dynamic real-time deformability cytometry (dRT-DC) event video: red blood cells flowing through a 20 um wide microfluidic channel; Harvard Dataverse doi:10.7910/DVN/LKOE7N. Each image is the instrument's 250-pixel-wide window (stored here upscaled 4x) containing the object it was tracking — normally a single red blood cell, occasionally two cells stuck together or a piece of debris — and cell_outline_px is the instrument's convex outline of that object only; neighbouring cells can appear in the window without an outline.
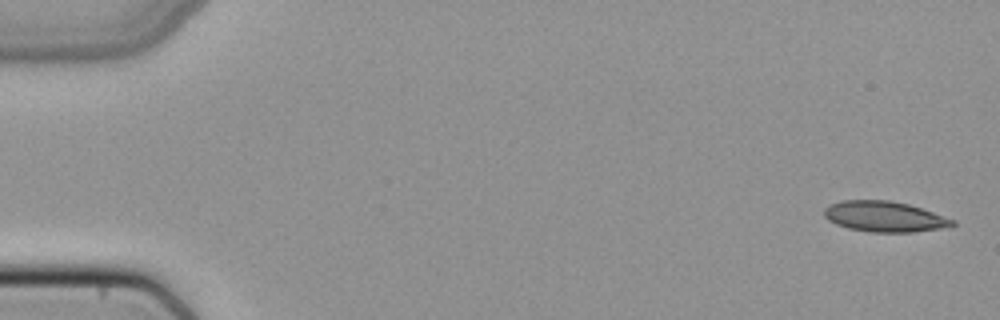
{"species": "common noctule bat (a hibernating species)", "species_latin": "Nyctalus noctula", "temperature_condition": "cold", "stored_images_in_passage": 50, "camera_frame_rate_fps": 3000, "um_per_image_px": 0.085, "animal": {"sex": "female", "body_mass_g": 22.7, "forearm_length_mm": 54.2}, "frame": {"image": 1, "passage_image": 1, "time_ms": 0.0, "image_size_px": [1000, 320], "cell_outline_px": [[956, 224], [940, 228], [912, 232], [872, 232], [848, 228], [836, 224], [828, 220], [824, 216], [824, 208], [828, 204], [844, 200], [888, 200], [908, 204], [956, 220]], "centroid_in_image_um": [75.14, 18.4], "position_along_channel_um": 9.9, "area_um2": 22.72}}
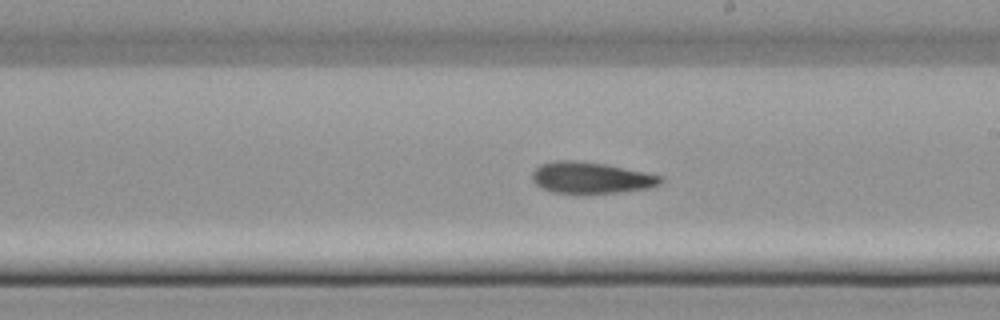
{"frame": {"image": 2, "passage_image": 29, "time_ms": 9.333, "image_size_px": [1000, 320], "cell_outline_px": [[664, 180], [660, 184], [648, 188], [620, 192], [552, 192], [540, 188], [532, 180], [532, 172], [540, 164], [552, 160], [572, 160], [604, 164], [664, 176]], "centroid_in_image_um": [50.22, 15.09], "position_along_channel_um": 238.8, "area_um2": 23.24}}
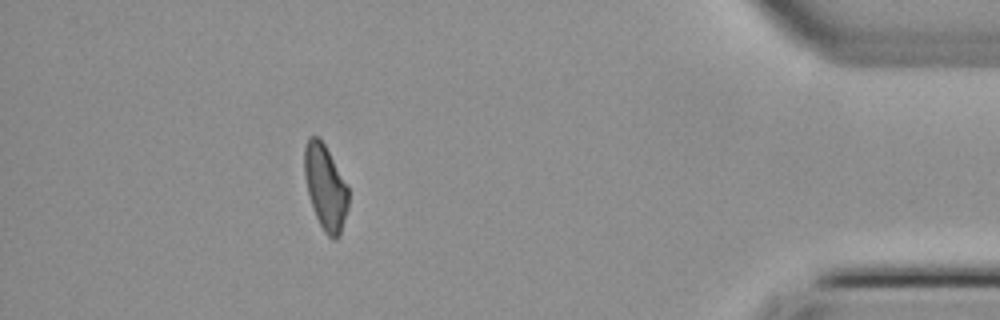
{"frame": {"image": 3, "passage_image": 45, "time_ms": 14.667, "image_size_px": [1000, 320], "cell_outline_px": [[348, 208], [340, 236], [336, 240], [332, 240], [324, 232], [316, 216], [308, 192], [304, 172], [304, 148], [308, 136], [320, 136], [348, 188]], "centroid_in_image_um": [27.66, 15.92], "position_along_channel_um": 407.5, "area_um2": 21.62}}